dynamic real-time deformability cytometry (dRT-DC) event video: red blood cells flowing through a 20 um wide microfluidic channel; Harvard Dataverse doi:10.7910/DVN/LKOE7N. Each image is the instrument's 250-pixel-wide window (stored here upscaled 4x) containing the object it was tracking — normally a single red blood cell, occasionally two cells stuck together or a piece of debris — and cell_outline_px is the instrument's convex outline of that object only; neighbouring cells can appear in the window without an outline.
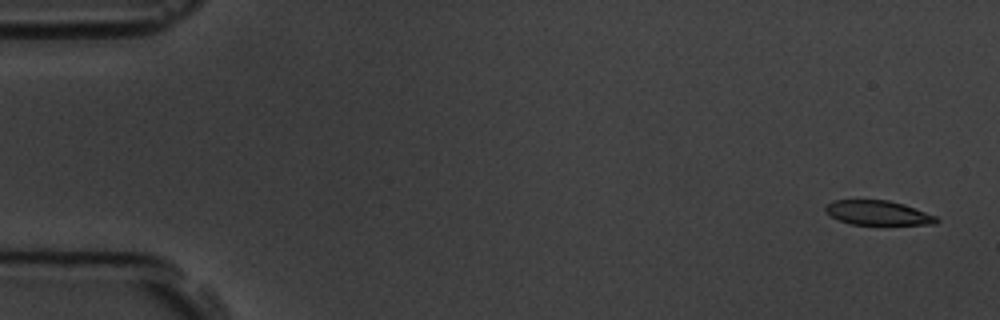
{"species": "common noctule bat (a hibernating species)", "species_latin": "Nyctalus noctula", "temperature_condition": "room temperature", "stored_images_in_passage": 15, "camera_frame_rate_fps": 3000, "um_per_image_px": 0.085, "animal": {"sex": "male", "body_mass_g": 19.5, "forearm_length_mm": 54.6}, "frame": {"image": 1, "passage_image": 1, "time_ms": 0.0, "image_size_px": [1000, 320], "cell_outline_px": [[940, 220], [936, 224], [852, 224], [840, 220], [832, 216], [824, 208], [832, 200], [888, 200], [904, 204], [936, 216]], "centroid_in_image_um": [74.65, 18.08], "position_along_channel_um": 10.3, "area_um2": 15.55}}
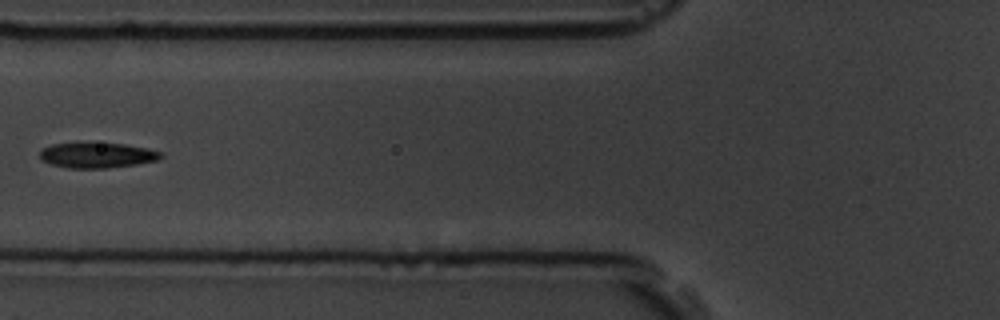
{"frame": {"image": 2, "passage_image": 6, "time_ms": 6.667, "image_size_px": [1000, 320], "cell_outline_px": [[164, 156], [156, 160], [136, 164], [104, 168], [68, 168], [52, 164], [44, 160], [40, 156], [40, 152], [44, 148], [52, 144], [124, 144], [148, 148], [160, 152]], "centroid_in_image_um": [8.29, 13.21], "position_along_channel_um": 117.5, "area_um2": 17.28}}
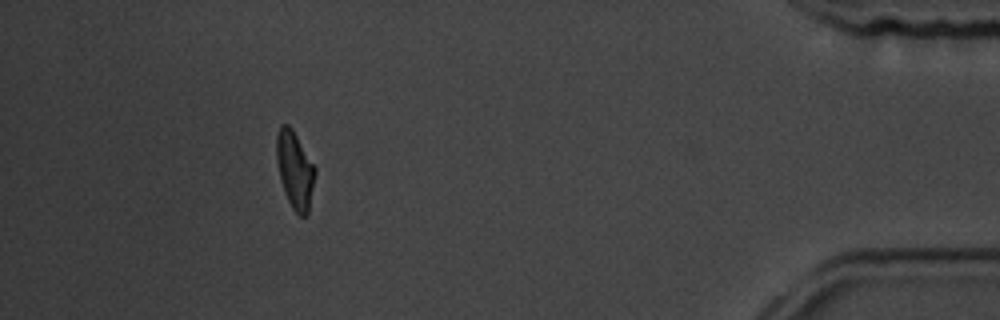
{"frame": {"image": 3, "passage_image": 14, "time_ms": 16.333, "image_size_px": [1000, 320], "cell_outline_px": [[316, 172], [308, 216], [300, 216], [292, 208], [284, 192], [280, 180], [276, 160], [276, 136], [280, 124], [288, 124], [292, 128], [316, 168]], "centroid_in_image_um": [25.06, 14.44], "position_along_channel_um": 410.1, "area_um2": 17.57}, "authors_computed_cell_mechanics": {"area_um2": 17.7446, "velocity_mm_per_s": 3.6206, "shape_relaxation_time_tau1_ms": 3.7347, "shape_relaxation_time_tau2_ms": null, "deformation_change_tau1": 0.1239, "deformation_change_tau2": null}}